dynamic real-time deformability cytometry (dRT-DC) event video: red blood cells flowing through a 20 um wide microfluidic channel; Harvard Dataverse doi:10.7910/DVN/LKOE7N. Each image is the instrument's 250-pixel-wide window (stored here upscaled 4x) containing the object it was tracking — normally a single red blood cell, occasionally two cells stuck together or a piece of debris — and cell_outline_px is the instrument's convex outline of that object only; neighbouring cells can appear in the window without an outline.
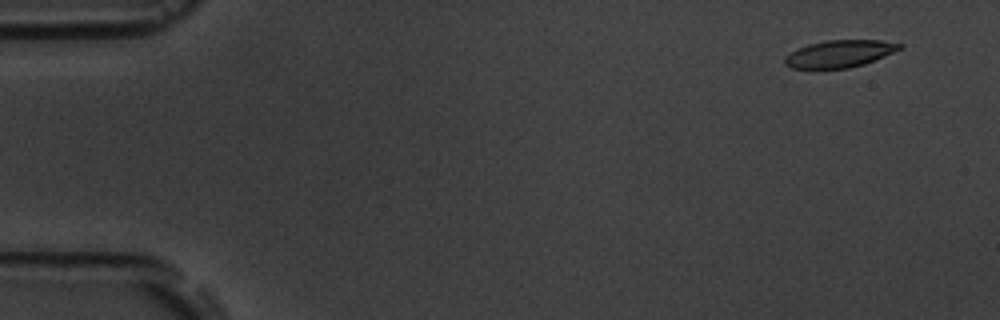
{"species": "common noctule bat (a hibernating species)", "species_latin": "Nyctalus noctula", "temperature_condition": "room temperature", "stored_images_in_passage": 6, "camera_frame_rate_fps": 3000, "um_per_image_px": 0.085, "animal": {"sex": "male", "body_mass_g": 19.5, "forearm_length_mm": 54.6}, "frame": {"image": 1, "passage_image": 2, "time_ms": 1.0, "image_size_px": [1000, 320], "cell_outline_px": [[904, 48], [864, 64], [848, 68], [792, 68], [784, 64], [784, 56], [808, 44], [824, 40], [880, 40], [904, 44]], "centroid_in_image_um": [71.39, 4.56], "position_along_channel_um": 13.6, "area_um2": 18.15}}